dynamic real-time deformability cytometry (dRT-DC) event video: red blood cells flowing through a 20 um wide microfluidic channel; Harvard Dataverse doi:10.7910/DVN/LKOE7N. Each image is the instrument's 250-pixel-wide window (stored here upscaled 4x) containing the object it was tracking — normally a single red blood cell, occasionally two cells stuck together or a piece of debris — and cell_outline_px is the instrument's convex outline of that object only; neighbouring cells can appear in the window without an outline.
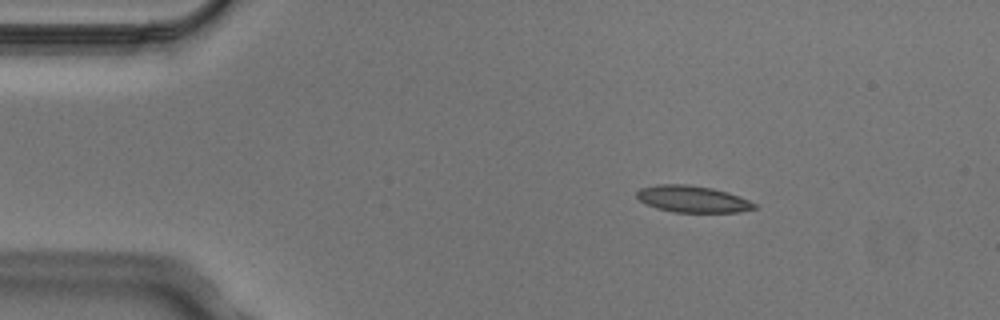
{"species": "Egyptian fruit bat (a non-hibernating species)", "species_latin": "Rousettus aegyptiacus", "temperature_condition": "cold", "stored_images_in_passage": 3, "camera_frame_rate_fps": 3000, "um_per_image_px": 0.085, "animal": {"sex": "male"}, "frame": {"image": 1, "passage_image": 1, "time_ms": 0.0, "image_size_px": [1000, 320], "cell_outline_px": [[760, 208], [740, 212], [672, 212], [656, 208], [640, 200], [636, 196], [636, 192], [640, 188], [656, 184], [688, 184], [712, 188], [728, 192], [740, 196], [756, 204]], "centroid_in_image_um": [58.89, 16.92], "position_along_channel_um": 26.1, "area_um2": 18.44}}
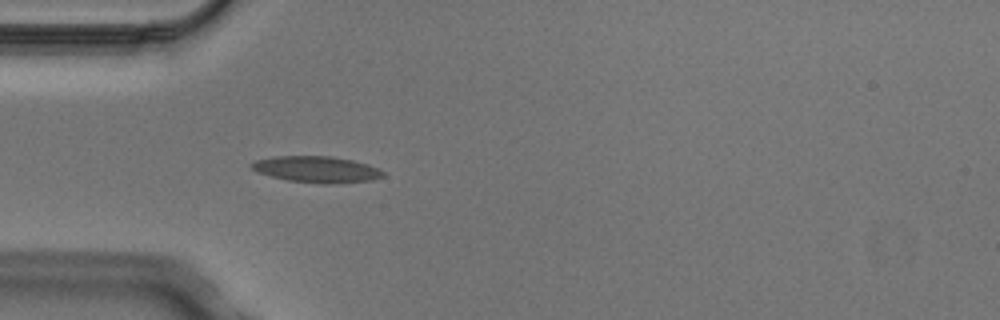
{"frame": {"image": 2, "passage_image": 3, "time_ms": 0.667, "image_size_px": [1000, 320], "cell_outline_px": [[384, 176], [372, 180], [332, 184], [324, 184], [288, 180], [272, 176], [260, 172], [252, 168], [248, 164], [256, 160], [276, 156], [332, 156], [352, 160], [368, 164], [384, 172]], "centroid_in_image_um": [26.93, 14.39], "position_along_channel_um": 58.1, "area_um2": 20.0}}